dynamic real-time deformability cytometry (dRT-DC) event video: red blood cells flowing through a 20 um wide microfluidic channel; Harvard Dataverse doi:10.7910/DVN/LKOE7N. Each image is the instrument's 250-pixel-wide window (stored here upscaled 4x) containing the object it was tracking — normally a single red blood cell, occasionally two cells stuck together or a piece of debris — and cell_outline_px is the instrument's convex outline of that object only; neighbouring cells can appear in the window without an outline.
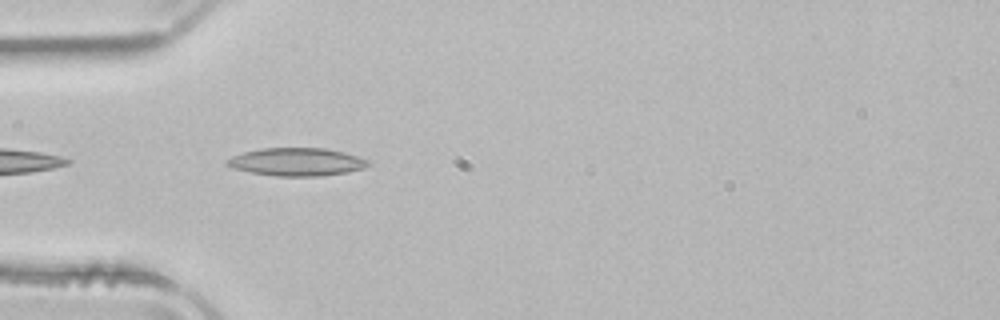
{"species": "common noctule bat (a hibernating species)", "species_latin": "Nyctalus noctula", "temperature_condition": "room temperature", "stored_images_in_passage": 5, "camera_frame_rate_fps": 3000, "um_per_image_px": 0.085, "animal": {"sex": "male", "body_mass_g": 21.5, "forearm_length_mm": 52.0}, "frame": {"image": 1, "passage_image": 3, "time_ms": 0.667, "image_size_px": [1000, 320], "cell_outline_px": [[368, 164], [364, 168], [348, 172], [320, 176], [276, 176], [252, 172], [232, 168], [224, 164], [232, 156], [244, 152], [260, 148], [324, 148], [344, 152], [368, 160]], "centroid_in_image_um": [25.2, 13.76], "position_along_channel_um": 59.8, "area_um2": 22.83}}